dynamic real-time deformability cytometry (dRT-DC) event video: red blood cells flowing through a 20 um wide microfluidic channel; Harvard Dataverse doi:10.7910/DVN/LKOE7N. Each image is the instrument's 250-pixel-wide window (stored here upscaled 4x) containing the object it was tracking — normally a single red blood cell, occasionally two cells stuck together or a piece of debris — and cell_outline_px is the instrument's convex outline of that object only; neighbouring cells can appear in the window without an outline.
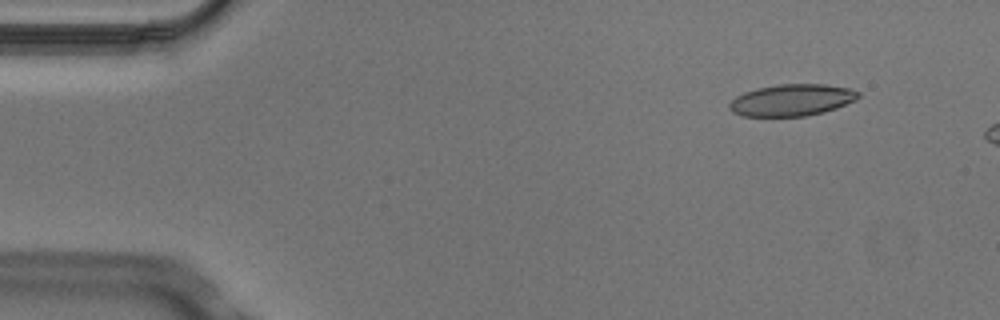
{"species": "Egyptian fruit bat (a non-hibernating species)", "species_latin": "Rousettus aegyptiacus", "temperature_condition": "cold", "stored_images_in_passage": 4, "camera_frame_rate_fps": 3000, "um_per_image_px": 0.085, "animal": {"sex": "male"}, "frame": {"image": 1, "passage_image": 2, "time_ms": 0.333, "image_size_px": [1000, 320], "cell_outline_px": [[860, 96], [856, 100], [836, 108], [824, 112], [808, 116], [740, 116], [732, 112], [728, 108], [728, 104], [736, 96], [744, 92], [756, 88], [780, 84], [824, 84], [848, 88], [860, 92]], "centroid_in_image_um": [67.29, 8.51], "position_along_channel_um": 17.7, "area_um2": 23.99}}